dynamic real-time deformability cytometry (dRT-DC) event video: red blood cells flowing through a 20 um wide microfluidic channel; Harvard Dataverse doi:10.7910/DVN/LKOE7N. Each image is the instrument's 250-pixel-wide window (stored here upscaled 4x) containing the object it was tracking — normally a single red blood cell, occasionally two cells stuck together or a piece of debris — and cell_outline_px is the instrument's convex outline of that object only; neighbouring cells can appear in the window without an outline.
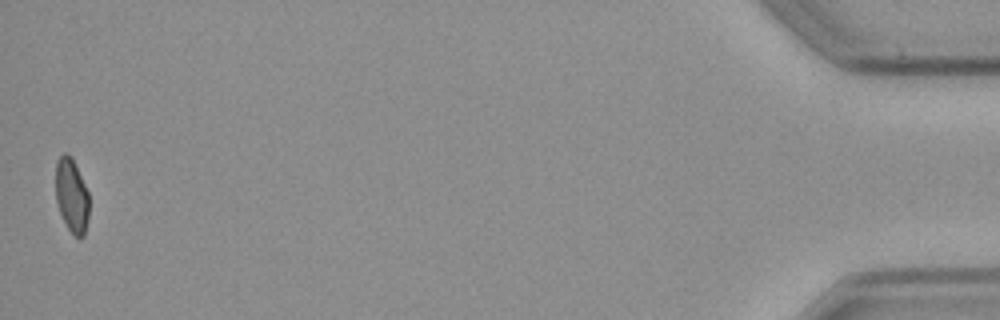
{"species": "common noctule bat (a hibernating species)", "species_latin": "Nyctalus noctula", "temperature_condition": "cold", "stored_images_in_passage": 45, "camera_frame_rate_fps": 3000, "um_per_image_px": 0.085, "animal": {"sex": "male", "body_mass_g": 23.1, "forearm_length_mm": 52.7}, "frame": {"image": 1, "passage_image": 45, "time_ms": 14.667, "image_size_px": [1000, 320], "cell_outline_px": [[88, 216], [84, 236], [80, 240], [68, 228], [60, 212], [56, 200], [56, 160], [64, 152], [68, 152], [72, 156], [88, 192]], "centroid_in_image_um": [6.09, 16.58], "position_along_channel_um": 429.1, "area_um2": 14.39}, "authors_computed_cell_mechanics": {"area_um2": 16.0684, "velocity_mm_per_s": 3.6007, "shape_relaxation_time_tau1_ms": 7.1629, "shape_relaxation_time_tau2_ms": null, "deformation_change_tau1": 0.1241, "deformation_change_tau2": null}}